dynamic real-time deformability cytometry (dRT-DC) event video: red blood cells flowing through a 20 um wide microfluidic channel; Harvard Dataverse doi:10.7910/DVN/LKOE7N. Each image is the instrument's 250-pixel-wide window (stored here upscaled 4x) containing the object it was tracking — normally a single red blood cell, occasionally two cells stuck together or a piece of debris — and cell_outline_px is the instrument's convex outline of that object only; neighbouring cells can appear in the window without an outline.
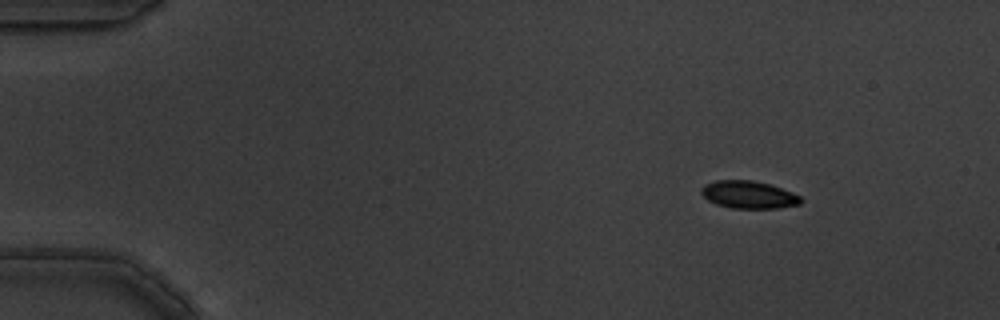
{"species": "common noctule bat (a hibernating species)", "species_latin": "Nyctalus noctula", "temperature_condition": "warm", "stored_images_in_passage": 5, "camera_frame_rate_fps": 3000, "um_per_image_px": 0.085, "animal": {"sex": "male", "body_mass_g": 19.5, "forearm_length_mm": 54.6}, "frame": {"image": 1, "passage_image": 2, "time_ms": 0.333, "image_size_px": [1000, 320], "cell_outline_px": [[804, 200], [800, 204], [780, 208], [732, 208], [716, 204], [708, 200], [700, 192], [700, 188], [704, 184], [716, 180], [752, 180], [772, 184], [792, 192], [800, 196]], "centroid_in_image_um": [63.65, 16.54], "position_along_channel_um": 21.4, "area_um2": 16.18}}
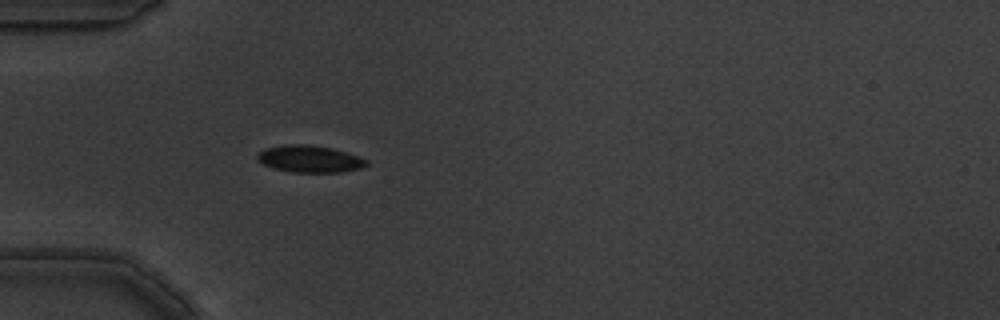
{"frame": {"image": 2, "passage_image": 5, "time_ms": 1.333, "image_size_px": [1000, 320], "cell_outline_px": [[368, 164], [364, 168], [340, 172], [292, 172], [276, 168], [264, 164], [256, 160], [256, 156], [264, 148], [284, 144], [304, 144], [332, 148], [368, 160]], "centroid_in_image_um": [26.31, 13.51], "position_along_channel_um": 58.7, "area_um2": 17.05}}